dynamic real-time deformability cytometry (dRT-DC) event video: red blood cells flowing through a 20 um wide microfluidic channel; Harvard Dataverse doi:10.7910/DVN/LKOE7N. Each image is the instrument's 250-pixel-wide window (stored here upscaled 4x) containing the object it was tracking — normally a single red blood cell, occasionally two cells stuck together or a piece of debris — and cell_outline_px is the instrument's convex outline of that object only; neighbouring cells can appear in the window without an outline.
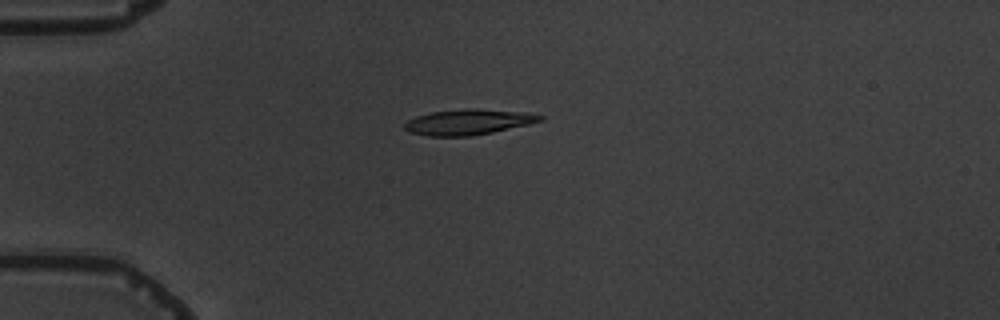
{"species": "common noctule bat (a hibernating species)", "species_latin": "Nyctalus noctula", "temperature_condition": "warm", "stored_images_in_passage": 6, "camera_frame_rate_fps": 3000, "um_per_image_px": 0.085, "animal": {"sex": "male", "body_mass_g": 19.5, "forearm_length_mm": 54.6}, "frame": {"image": 1, "passage_image": 2, "time_ms": 1.0, "image_size_px": [1000, 320], "cell_outline_px": [[544, 120], [528, 124], [492, 132], [472, 136], [428, 136], [408, 132], [404, 128], [404, 124], [408, 120], [416, 116], [432, 112], [468, 108], [476, 108], [528, 112], [544, 116]], "centroid_in_image_um": [39.81, 10.36], "position_along_channel_um": 45.2, "area_um2": 20.23}}
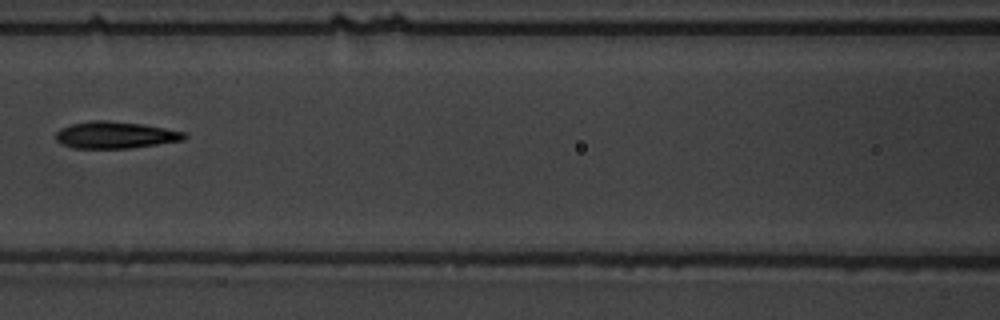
{"frame": {"image": 2, "passage_image": 5, "time_ms": 4.667, "image_size_px": [1000, 320], "cell_outline_px": [[188, 136], [184, 140], [128, 148], [72, 148], [60, 144], [56, 140], [56, 132], [60, 128], [72, 124], [92, 120], [108, 120], [140, 124], [164, 128], [184, 132]], "centroid_in_image_um": [9.75, 11.47], "position_along_channel_um": 156.8, "area_um2": 20.0}}
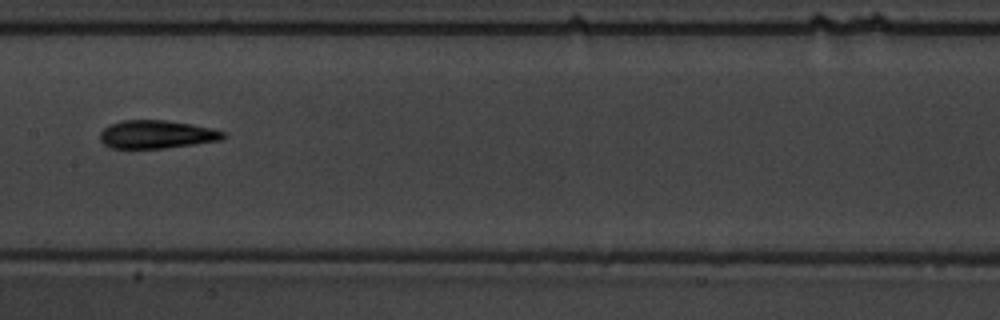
{"frame": {"image": 3, "passage_image": 6, "time_ms": 5.667, "image_size_px": [1000, 320], "cell_outline_px": [[228, 136], [224, 140], [164, 148], [108, 148], [100, 140], [100, 132], [104, 128], [120, 120], [164, 120], [192, 124], [212, 128], [224, 132]], "centroid_in_image_um": [13.34, 11.42], "position_along_channel_um": 194.1, "area_um2": 20.35}}